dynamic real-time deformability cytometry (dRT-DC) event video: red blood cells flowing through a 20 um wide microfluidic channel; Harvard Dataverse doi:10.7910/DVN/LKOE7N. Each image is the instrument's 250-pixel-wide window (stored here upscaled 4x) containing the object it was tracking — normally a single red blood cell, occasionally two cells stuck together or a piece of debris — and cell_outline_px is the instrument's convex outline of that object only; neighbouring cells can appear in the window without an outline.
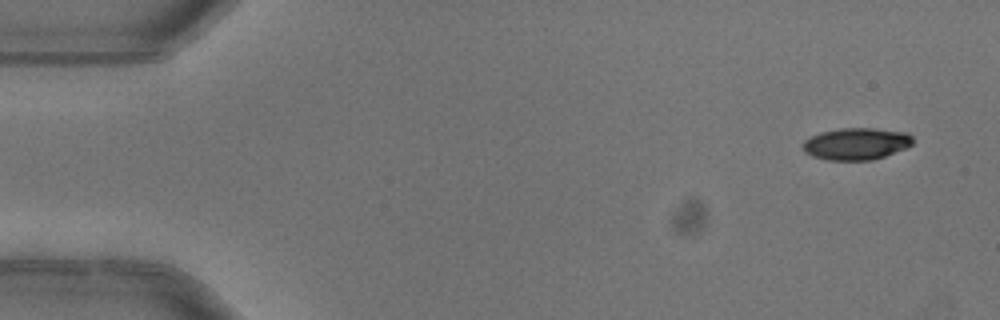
{"species": "common noctule bat (a hibernating species)", "species_latin": "Nyctalus noctula", "temperature_condition": "warm", "stored_images_in_passage": 6, "segment_of_instrument_passage": [2, 2], "camera_frame_rate_fps": 3000, "um_per_image_px": 0.085, "animal": {"sex": "female"}, "frame": {"image": 1, "passage_image": 6, "time_ms": 1.667, "image_size_px": [1000, 320], "cell_outline_px": [[912, 144], [904, 148], [884, 156], [872, 160], [828, 160], [812, 156], [804, 152], [804, 140], [820, 132], [840, 128], [876, 128], [908, 132], [912, 136]], "centroid_in_image_um": [72.78, 12.21], "position_along_channel_um": 12.2, "area_um2": 20.4}}